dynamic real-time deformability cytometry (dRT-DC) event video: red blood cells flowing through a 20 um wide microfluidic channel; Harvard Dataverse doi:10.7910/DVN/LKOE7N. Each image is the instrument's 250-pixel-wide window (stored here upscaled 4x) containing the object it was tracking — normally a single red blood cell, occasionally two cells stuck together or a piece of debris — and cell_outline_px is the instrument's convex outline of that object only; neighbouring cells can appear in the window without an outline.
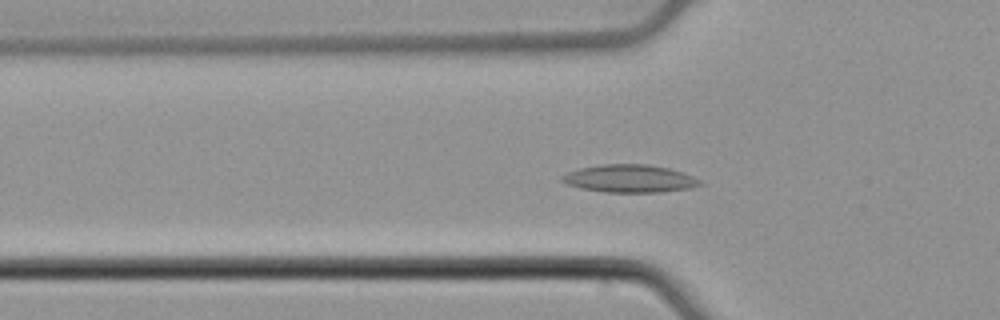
{"species": "common noctule bat (a hibernating species)", "species_latin": "Nyctalus noctula", "temperature_condition": "cold", "stored_images_in_passage": 55, "camera_frame_rate_fps": 3000, "um_per_image_px": 0.085, "animal": {"sex": "male", "body_mass_g": 21.5, "forearm_length_mm": 52.0}, "frame": {"image": 1, "passage_image": 18, "time_ms": 5.667, "image_size_px": [1000, 320], "cell_outline_px": [[704, 184], [692, 188], [660, 192], [604, 192], [580, 188], [568, 184], [560, 180], [560, 176], [568, 172], [580, 168], [604, 164], [648, 164], [668, 168], [684, 172], [700, 180]], "centroid_in_image_um": [53.54, 15.18], "position_along_channel_um": 72.3, "area_um2": 22.37}}
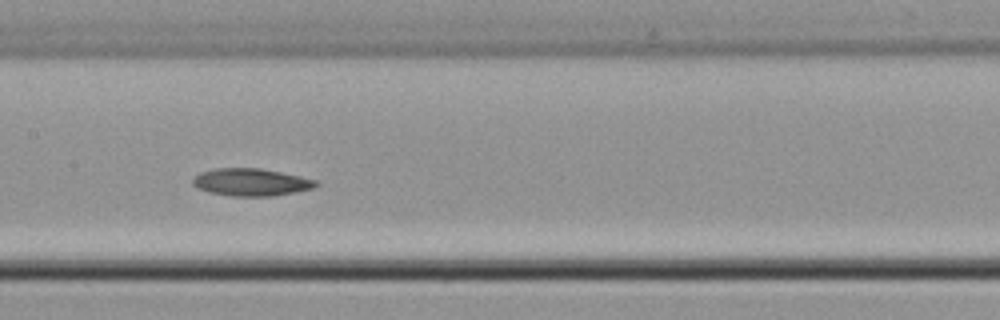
{"frame": {"image": 2, "passage_image": 27, "time_ms": 8.667, "image_size_px": [1000, 320], "cell_outline_px": [[320, 184], [312, 188], [272, 196], [232, 196], [208, 192], [196, 188], [192, 184], [192, 176], [200, 172], [216, 168], [260, 168], [300, 176], [316, 180]], "centroid_in_image_um": [21.27, 15.48], "position_along_channel_um": 186.1, "area_um2": 19.71}}
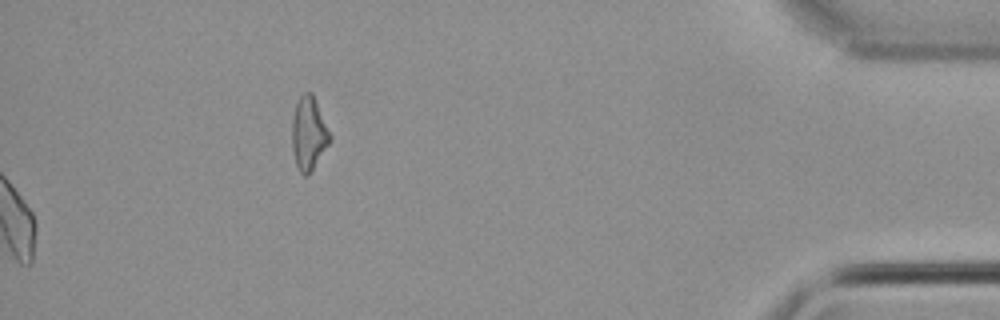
{"frame": {"image": 3, "passage_image": 55, "time_ms": 18.0, "image_size_px": [1000, 320], "cell_outline_px": [[332, 140], [308, 176], [304, 176], [300, 172], [296, 164], [292, 148], [292, 116], [296, 104], [300, 96], [304, 92], [312, 92], [316, 100], [332, 136]], "centroid_in_image_um": [26.25, 11.34], "position_along_channel_um": 408.9, "area_um2": 16.36}, "authors_computed_cell_mechanics": {"area_um2": 19.7098, "velocity_mm_per_s": 3.8264, "shape_relaxation_time_tau1_ms": 10.7357, "shape_relaxation_time_tau2_ms": 5.8681, "deformation_change_tau1": 0.1101, "deformation_change_tau2": 0.0905}}